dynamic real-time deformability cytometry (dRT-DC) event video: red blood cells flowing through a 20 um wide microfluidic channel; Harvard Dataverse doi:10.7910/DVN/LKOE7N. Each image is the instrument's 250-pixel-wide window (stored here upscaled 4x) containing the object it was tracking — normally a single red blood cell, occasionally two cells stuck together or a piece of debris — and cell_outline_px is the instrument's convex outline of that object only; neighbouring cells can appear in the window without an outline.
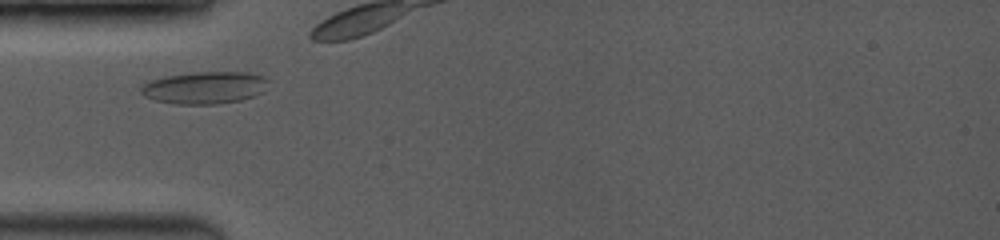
{"species": "common noctule bat (a hibernating species)", "species_latin": "Nyctalus noctula", "temperature_condition": "room temperature", "stored_images_in_passage": 48, "camera_frame_rate_fps": 3500, "um_per_image_px": 0.085, "animal": {"sex": "female", "body_mass_g": 19.0, "forearm_length_mm": 53.3}, "frame": {"image": 1, "passage_image": 8, "time_ms": 1.429, "image_size_px": [1000, 240], "cell_outline_px": [[268, 80], [260, 92], [252, 96], [240, 100], [216, 104], [176, 104], [156, 100], [144, 96], [140, 92], [140, 88], [144, 84], [152, 80], [164, 76], [188, 72], [244, 72], [264, 76]], "centroid_in_image_um": [17.34, 7.44], "position_along_channel_um": 67.7, "area_um2": 23.7}}
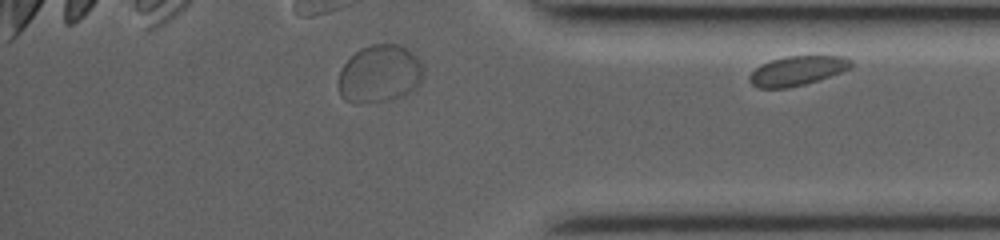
{"frame": {"image": 2, "passage_image": 48, "time_ms": 10.286, "image_size_px": [1000, 240], "cell_outline_px": [[852, 68], [804, 84], [788, 88], [760, 88], [752, 84], [748, 80], [748, 76], [760, 64], [784, 56], [844, 56], [852, 60]], "centroid_in_image_um": [67.75, 6.0], "position_along_channel_um": 367.5, "area_um2": 17.34}}